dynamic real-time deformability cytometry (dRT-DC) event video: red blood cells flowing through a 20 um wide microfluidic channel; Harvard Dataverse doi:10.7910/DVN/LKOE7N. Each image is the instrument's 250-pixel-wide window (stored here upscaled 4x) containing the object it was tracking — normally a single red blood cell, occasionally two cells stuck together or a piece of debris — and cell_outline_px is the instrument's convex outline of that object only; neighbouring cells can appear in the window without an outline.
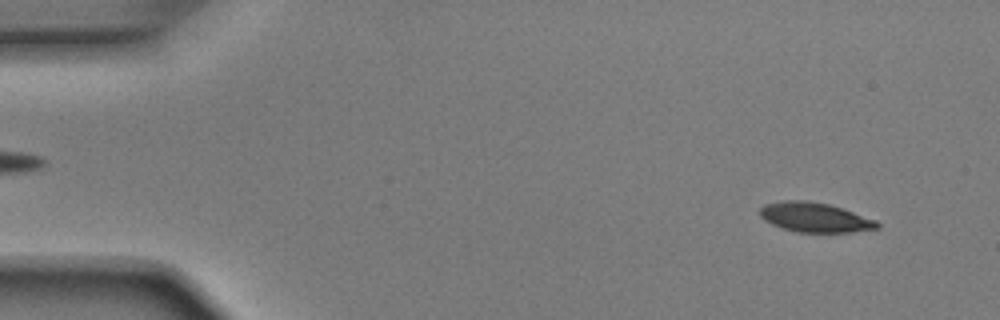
{"species": "Egyptian fruit bat (a non-hibernating species)", "species_latin": "Rousettus aegyptiacus", "temperature_condition": "room temperature", "stored_images_in_passage": 4, "camera_frame_rate_fps": 3000, "um_per_image_px": 0.085, "animal": {"sex": "male"}, "frame": {"image": 1, "passage_image": 1, "time_ms": 0.0, "image_size_px": [1000, 320], "cell_outline_px": [[880, 228], [852, 232], [796, 232], [780, 228], [764, 220], [760, 216], [760, 208], [764, 204], [784, 200], [808, 200], [828, 204], [876, 220], [880, 224]], "centroid_in_image_um": [69.23, 18.48], "position_along_channel_um": 15.8, "area_um2": 20.23}}
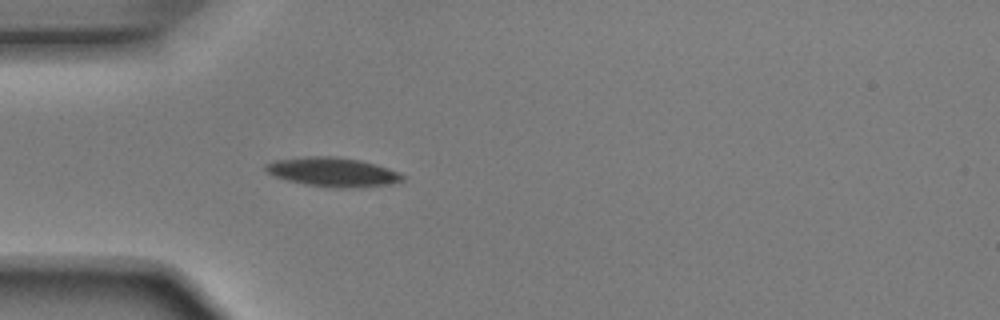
{"frame": {"image": 2, "passage_image": 4, "time_ms": 1.0, "image_size_px": [1000, 320], "cell_outline_px": [[404, 180], [388, 184], [360, 188], [332, 188], [304, 184], [288, 180], [276, 176], [268, 172], [264, 168], [264, 164], [276, 160], [308, 156], [332, 156], [360, 160], [376, 164], [400, 172], [404, 176]], "centroid_in_image_um": [28.31, 14.63], "position_along_channel_um": 56.7, "area_um2": 23.29}}